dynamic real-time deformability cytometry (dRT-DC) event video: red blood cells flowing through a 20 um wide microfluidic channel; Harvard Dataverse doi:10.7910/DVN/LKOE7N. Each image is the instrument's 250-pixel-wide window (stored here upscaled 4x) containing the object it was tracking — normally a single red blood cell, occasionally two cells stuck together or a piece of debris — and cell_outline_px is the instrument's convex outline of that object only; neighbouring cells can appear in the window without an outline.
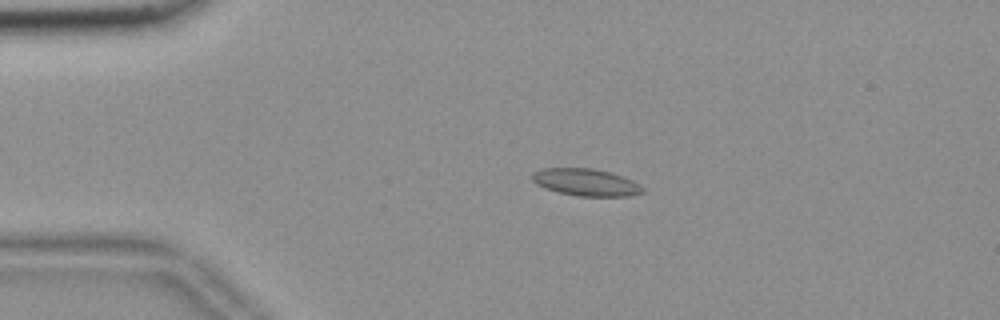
{"species": "common noctule bat (a hibernating species)", "species_latin": "Nyctalus noctula", "temperature_condition": "room temperature", "stored_images_in_passage": 55, "camera_frame_rate_fps": 3000, "um_per_image_px": 0.085, "animal": {"sex": "female", "body_mass_g": 18.4}, "frame": {"image": 1, "passage_image": 12, "time_ms": 3.667, "image_size_px": [1000, 320], "cell_outline_px": [[644, 192], [628, 196], [576, 196], [556, 192], [544, 188], [536, 184], [532, 180], [532, 172], [544, 168], [592, 168], [608, 172], [632, 180], [640, 184], [644, 188]], "centroid_in_image_um": [49.77, 15.5], "position_along_channel_um": 35.2, "area_um2": 17.51}}
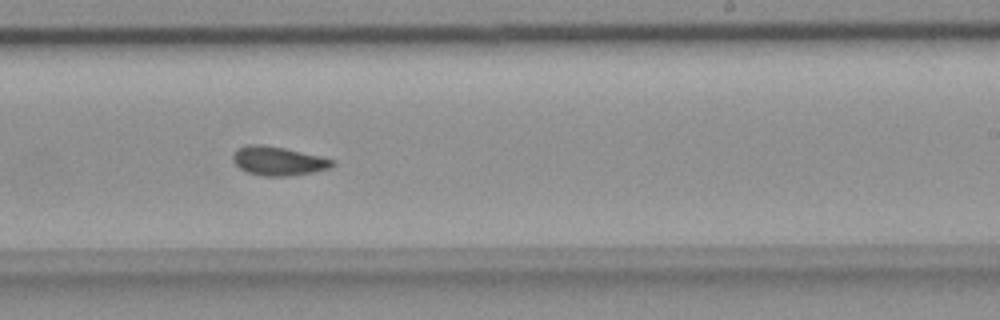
{"frame": {"image": 2, "passage_image": 34, "time_ms": 11.0, "image_size_px": [1000, 320], "cell_outline_px": [[336, 164], [328, 168], [312, 172], [292, 176], [264, 176], [248, 172], [240, 168], [232, 160], [232, 156], [236, 148], [248, 144], [264, 144], [284, 148], [320, 156], [336, 160]], "centroid_in_image_um": [23.64, 13.67], "position_along_channel_um": 265.4, "area_um2": 16.82}}
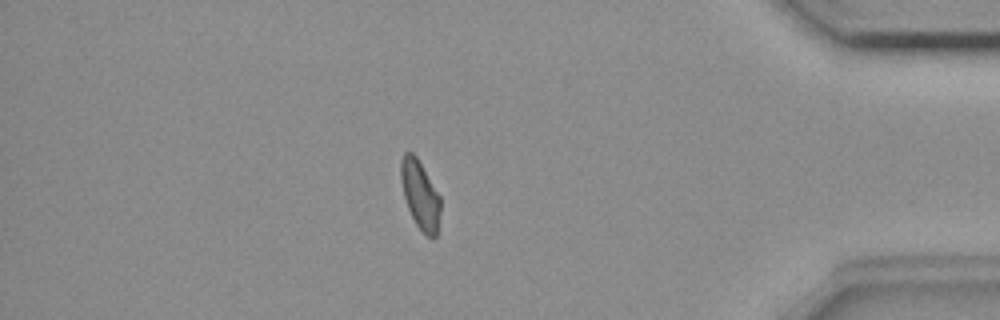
{"frame": {"image": 3, "passage_image": 48, "time_ms": 15.667, "image_size_px": [1000, 320], "cell_outline_px": [[440, 212], [436, 236], [428, 236], [416, 224], [408, 208], [404, 196], [400, 180], [400, 160], [404, 152], [412, 152], [416, 156], [440, 196]], "centroid_in_image_um": [35.69, 16.51], "position_along_channel_um": 399.5, "area_um2": 15.55}, "authors_computed_cell_mechanics": {"area_um2": 16.4152, "velocity_mm_per_s": 3.6733, "shape_relaxation_time_tau1_ms": null, "shape_relaxation_time_tau2_ms": 1.9217, "deformation_change_tau1": null, "deformation_change_tau2": 0.0606}}